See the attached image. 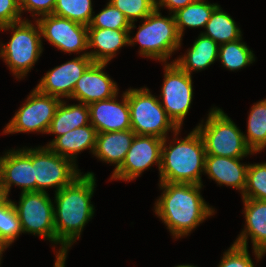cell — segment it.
Here are the masks:
<instances>
[{
    "mask_svg": "<svg viewBox=\"0 0 266 267\" xmlns=\"http://www.w3.org/2000/svg\"><path fill=\"white\" fill-rule=\"evenodd\" d=\"M95 181V174L87 172L54 194L56 245L60 244L54 265L65 266L68 249L81 237L84 226L94 216L91 198L96 188Z\"/></svg>",
    "mask_w": 266,
    "mask_h": 267,
    "instance_id": "6da1fadb",
    "label": "cell"
},
{
    "mask_svg": "<svg viewBox=\"0 0 266 267\" xmlns=\"http://www.w3.org/2000/svg\"><path fill=\"white\" fill-rule=\"evenodd\" d=\"M203 185L159 183L161 196L155 202L154 212L164 222L174 239L188 236L215 209L203 199Z\"/></svg>",
    "mask_w": 266,
    "mask_h": 267,
    "instance_id": "7a4b0ae2",
    "label": "cell"
},
{
    "mask_svg": "<svg viewBox=\"0 0 266 267\" xmlns=\"http://www.w3.org/2000/svg\"><path fill=\"white\" fill-rule=\"evenodd\" d=\"M181 128L173 134V141L162 144L159 183L202 184L201 174L205 170L206 151L203 139L194 128L184 139H178Z\"/></svg>",
    "mask_w": 266,
    "mask_h": 267,
    "instance_id": "3957f363",
    "label": "cell"
},
{
    "mask_svg": "<svg viewBox=\"0 0 266 267\" xmlns=\"http://www.w3.org/2000/svg\"><path fill=\"white\" fill-rule=\"evenodd\" d=\"M34 24L24 18L0 27L13 32L7 44L0 42V57L17 79H24L43 52L40 28L36 20Z\"/></svg>",
    "mask_w": 266,
    "mask_h": 267,
    "instance_id": "277c9868",
    "label": "cell"
},
{
    "mask_svg": "<svg viewBox=\"0 0 266 267\" xmlns=\"http://www.w3.org/2000/svg\"><path fill=\"white\" fill-rule=\"evenodd\" d=\"M134 38L129 36V45L139 42L140 56L167 63L172 54L181 47L182 38L178 33L174 15L162 16L155 9L142 20Z\"/></svg>",
    "mask_w": 266,
    "mask_h": 267,
    "instance_id": "5b68a950",
    "label": "cell"
},
{
    "mask_svg": "<svg viewBox=\"0 0 266 267\" xmlns=\"http://www.w3.org/2000/svg\"><path fill=\"white\" fill-rule=\"evenodd\" d=\"M207 115L206 122L202 120L195 127L203 139L206 155L244 158L255 154L247 146L244 133L222 109L213 107Z\"/></svg>",
    "mask_w": 266,
    "mask_h": 267,
    "instance_id": "8992f818",
    "label": "cell"
},
{
    "mask_svg": "<svg viewBox=\"0 0 266 267\" xmlns=\"http://www.w3.org/2000/svg\"><path fill=\"white\" fill-rule=\"evenodd\" d=\"M131 130L137 135L155 136L165 139L167 133L179 128L167 116L159 98L146 87L127 89Z\"/></svg>",
    "mask_w": 266,
    "mask_h": 267,
    "instance_id": "52a82bcc",
    "label": "cell"
},
{
    "mask_svg": "<svg viewBox=\"0 0 266 267\" xmlns=\"http://www.w3.org/2000/svg\"><path fill=\"white\" fill-rule=\"evenodd\" d=\"M31 162L39 192L52 187L58 192L82 174L71 159L54 153L48 146L31 148Z\"/></svg>",
    "mask_w": 266,
    "mask_h": 267,
    "instance_id": "ba28073f",
    "label": "cell"
},
{
    "mask_svg": "<svg viewBox=\"0 0 266 267\" xmlns=\"http://www.w3.org/2000/svg\"><path fill=\"white\" fill-rule=\"evenodd\" d=\"M52 201L47 192H21L18 205L14 201L13 205L23 233L37 235L56 244Z\"/></svg>",
    "mask_w": 266,
    "mask_h": 267,
    "instance_id": "9c48e42d",
    "label": "cell"
},
{
    "mask_svg": "<svg viewBox=\"0 0 266 267\" xmlns=\"http://www.w3.org/2000/svg\"><path fill=\"white\" fill-rule=\"evenodd\" d=\"M62 100L34 88L24 105L4 128V134L40 132L47 134L51 121Z\"/></svg>",
    "mask_w": 266,
    "mask_h": 267,
    "instance_id": "30bf717a",
    "label": "cell"
},
{
    "mask_svg": "<svg viewBox=\"0 0 266 267\" xmlns=\"http://www.w3.org/2000/svg\"><path fill=\"white\" fill-rule=\"evenodd\" d=\"M192 75L175 62L164 63V80L159 99L167 116L181 128L193 99Z\"/></svg>",
    "mask_w": 266,
    "mask_h": 267,
    "instance_id": "8fae6325",
    "label": "cell"
},
{
    "mask_svg": "<svg viewBox=\"0 0 266 267\" xmlns=\"http://www.w3.org/2000/svg\"><path fill=\"white\" fill-rule=\"evenodd\" d=\"M41 37L64 53L88 55V26L54 14L36 18ZM87 49V52H86Z\"/></svg>",
    "mask_w": 266,
    "mask_h": 267,
    "instance_id": "7c38bea8",
    "label": "cell"
},
{
    "mask_svg": "<svg viewBox=\"0 0 266 267\" xmlns=\"http://www.w3.org/2000/svg\"><path fill=\"white\" fill-rule=\"evenodd\" d=\"M164 139L155 136L135 135L122 165L112 172L111 180L131 181L153 166L161 168Z\"/></svg>",
    "mask_w": 266,
    "mask_h": 267,
    "instance_id": "4fadbf2b",
    "label": "cell"
},
{
    "mask_svg": "<svg viewBox=\"0 0 266 267\" xmlns=\"http://www.w3.org/2000/svg\"><path fill=\"white\" fill-rule=\"evenodd\" d=\"M92 63L89 55L81 54L47 71L35 88L61 100L72 99L75 84Z\"/></svg>",
    "mask_w": 266,
    "mask_h": 267,
    "instance_id": "5bb4252c",
    "label": "cell"
},
{
    "mask_svg": "<svg viewBox=\"0 0 266 267\" xmlns=\"http://www.w3.org/2000/svg\"><path fill=\"white\" fill-rule=\"evenodd\" d=\"M12 185L19 186L21 192L36 191L31 148L7 150L0 157V187L5 191L7 197H9Z\"/></svg>",
    "mask_w": 266,
    "mask_h": 267,
    "instance_id": "9a60e30c",
    "label": "cell"
},
{
    "mask_svg": "<svg viewBox=\"0 0 266 267\" xmlns=\"http://www.w3.org/2000/svg\"><path fill=\"white\" fill-rule=\"evenodd\" d=\"M118 93L108 99L89 104L90 124L97 133L123 131L131 129L130 110L128 106L127 90L118 102Z\"/></svg>",
    "mask_w": 266,
    "mask_h": 267,
    "instance_id": "2e32d148",
    "label": "cell"
},
{
    "mask_svg": "<svg viewBox=\"0 0 266 267\" xmlns=\"http://www.w3.org/2000/svg\"><path fill=\"white\" fill-rule=\"evenodd\" d=\"M107 65L108 63L93 62L75 84L72 99L89 105L119 93L117 83L103 70Z\"/></svg>",
    "mask_w": 266,
    "mask_h": 267,
    "instance_id": "e0dca14e",
    "label": "cell"
},
{
    "mask_svg": "<svg viewBox=\"0 0 266 267\" xmlns=\"http://www.w3.org/2000/svg\"><path fill=\"white\" fill-rule=\"evenodd\" d=\"M244 205L245 226L238 238L233 242L248 247L251 238L253 253L256 260H261L266 253V201L242 198Z\"/></svg>",
    "mask_w": 266,
    "mask_h": 267,
    "instance_id": "ac0fdd59",
    "label": "cell"
},
{
    "mask_svg": "<svg viewBox=\"0 0 266 267\" xmlns=\"http://www.w3.org/2000/svg\"><path fill=\"white\" fill-rule=\"evenodd\" d=\"M243 158L206 155L204 173L218 185L230 186L243 195L246 186L247 164H241Z\"/></svg>",
    "mask_w": 266,
    "mask_h": 267,
    "instance_id": "d6986e66",
    "label": "cell"
},
{
    "mask_svg": "<svg viewBox=\"0 0 266 267\" xmlns=\"http://www.w3.org/2000/svg\"><path fill=\"white\" fill-rule=\"evenodd\" d=\"M129 30L88 28V49L94 48L88 52L92 61L109 63L119 49L129 46Z\"/></svg>",
    "mask_w": 266,
    "mask_h": 267,
    "instance_id": "ffe728a7",
    "label": "cell"
},
{
    "mask_svg": "<svg viewBox=\"0 0 266 267\" xmlns=\"http://www.w3.org/2000/svg\"><path fill=\"white\" fill-rule=\"evenodd\" d=\"M135 135L131 129L97 133L93 155L102 162L114 164V172L122 165Z\"/></svg>",
    "mask_w": 266,
    "mask_h": 267,
    "instance_id": "44dd1931",
    "label": "cell"
},
{
    "mask_svg": "<svg viewBox=\"0 0 266 267\" xmlns=\"http://www.w3.org/2000/svg\"><path fill=\"white\" fill-rule=\"evenodd\" d=\"M97 131L91 125L81 126L54 138L46 144L54 153L71 159L76 164L77 154L89 149L94 153Z\"/></svg>",
    "mask_w": 266,
    "mask_h": 267,
    "instance_id": "7402d4cb",
    "label": "cell"
},
{
    "mask_svg": "<svg viewBox=\"0 0 266 267\" xmlns=\"http://www.w3.org/2000/svg\"><path fill=\"white\" fill-rule=\"evenodd\" d=\"M219 45L202 33L196 38L191 48L183 56L173 60L183 71L189 75L192 71L207 69L218 59Z\"/></svg>",
    "mask_w": 266,
    "mask_h": 267,
    "instance_id": "603a6c76",
    "label": "cell"
},
{
    "mask_svg": "<svg viewBox=\"0 0 266 267\" xmlns=\"http://www.w3.org/2000/svg\"><path fill=\"white\" fill-rule=\"evenodd\" d=\"M63 99L53 117L47 134L59 137L70 130L90 124L89 106L84 103L67 104Z\"/></svg>",
    "mask_w": 266,
    "mask_h": 267,
    "instance_id": "cb8c5ba5",
    "label": "cell"
},
{
    "mask_svg": "<svg viewBox=\"0 0 266 267\" xmlns=\"http://www.w3.org/2000/svg\"><path fill=\"white\" fill-rule=\"evenodd\" d=\"M201 32L214 40L218 45L236 41L242 37V32L233 18L218 5Z\"/></svg>",
    "mask_w": 266,
    "mask_h": 267,
    "instance_id": "d4e9b609",
    "label": "cell"
},
{
    "mask_svg": "<svg viewBox=\"0 0 266 267\" xmlns=\"http://www.w3.org/2000/svg\"><path fill=\"white\" fill-rule=\"evenodd\" d=\"M218 6L217 3H207L205 0H196L184 8L178 9L173 13L177 30L181 38L186 27L189 28H205L206 23L214 9Z\"/></svg>",
    "mask_w": 266,
    "mask_h": 267,
    "instance_id": "484cf974",
    "label": "cell"
},
{
    "mask_svg": "<svg viewBox=\"0 0 266 267\" xmlns=\"http://www.w3.org/2000/svg\"><path fill=\"white\" fill-rule=\"evenodd\" d=\"M245 142L253 153L262 152L266 148V98L254 103L247 121Z\"/></svg>",
    "mask_w": 266,
    "mask_h": 267,
    "instance_id": "4316f807",
    "label": "cell"
},
{
    "mask_svg": "<svg viewBox=\"0 0 266 267\" xmlns=\"http://www.w3.org/2000/svg\"><path fill=\"white\" fill-rule=\"evenodd\" d=\"M218 60L230 71L239 70L255 62V54L242 42V37L236 41L219 45Z\"/></svg>",
    "mask_w": 266,
    "mask_h": 267,
    "instance_id": "83f0119b",
    "label": "cell"
},
{
    "mask_svg": "<svg viewBox=\"0 0 266 267\" xmlns=\"http://www.w3.org/2000/svg\"><path fill=\"white\" fill-rule=\"evenodd\" d=\"M22 233L18 213L8 197L0 205V247L6 251Z\"/></svg>",
    "mask_w": 266,
    "mask_h": 267,
    "instance_id": "f1b7e54d",
    "label": "cell"
},
{
    "mask_svg": "<svg viewBox=\"0 0 266 267\" xmlns=\"http://www.w3.org/2000/svg\"><path fill=\"white\" fill-rule=\"evenodd\" d=\"M92 0H56L53 14L89 26L93 14Z\"/></svg>",
    "mask_w": 266,
    "mask_h": 267,
    "instance_id": "f546056e",
    "label": "cell"
},
{
    "mask_svg": "<svg viewBox=\"0 0 266 267\" xmlns=\"http://www.w3.org/2000/svg\"><path fill=\"white\" fill-rule=\"evenodd\" d=\"M242 198L266 201V162L248 164Z\"/></svg>",
    "mask_w": 266,
    "mask_h": 267,
    "instance_id": "4dcf8cb0",
    "label": "cell"
},
{
    "mask_svg": "<svg viewBox=\"0 0 266 267\" xmlns=\"http://www.w3.org/2000/svg\"><path fill=\"white\" fill-rule=\"evenodd\" d=\"M117 9H119L130 22V30L136 28L137 19L143 20L155 9V0H109Z\"/></svg>",
    "mask_w": 266,
    "mask_h": 267,
    "instance_id": "1f68e13d",
    "label": "cell"
},
{
    "mask_svg": "<svg viewBox=\"0 0 266 267\" xmlns=\"http://www.w3.org/2000/svg\"><path fill=\"white\" fill-rule=\"evenodd\" d=\"M88 28L130 29V22L119 9L108 2L105 8L93 15Z\"/></svg>",
    "mask_w": 266,
    "mask_h": 267,
    "instance_id": "d6a6232c",
    "label": "cell"
},
{
    "mask_svg": "<svg viewBox=\"0 0 266 267\" xmlns=\"http://www.w3.org/2000/svg\"><path fill=\"white\" fill-rule=\"evenodd\" d=\"M223 254L218 267H255L248 247L233 243Z\"/></svg>",
    "mask_w": 266,
    "mask_h": 267,
    "instance_id": "836d02e7",
    "label": "cell"
},
{
    "mask_svg": "<svg viewBox=\"0 0 266 267\" xmlns=\"http://www.w3.org/2000/svg\"><path fill=\"white\" fill-rule=\"evenodd\" d=\"M20 0H0V27L23 20Z\"/></svg>",
    "mask_w": 266,
    "mask_h": 267,
    "instance_id": "e575fe53",
    "label": "cell"
},
{
    "mask_svg": "<svg viewBox=\"0 0 266 267\" xmlns=\"http://www.w3.org/2000/svg\"><path fill=\"white\" fill-rule=\"evenodd\" d=\"M56 0H20V10L28 11L33 18L53 14Z\"/></svg>",
    "mask_w": 266,
    "mask_h": 267,
    "instance_id": "d590c367",
    "label": "cell"
},
{
    "mask_svg": "<svg viewBox=\"0 0 266 267\" xmlns=\"http://www.w3.org/2000/svg\"><path fill=\"white\" fill-rule=\"evenodd\" d=\"M195 1L196 0H155V4L157 10L166 7L170 11L169 14H173L178 9L184 8Z\"/></svg>",
    "mask_w": 266,
    "mask_h": 267,
    "instance_id": "8d00e7d4",
    "label": "cell"
},
{
    "mask_svg": "<svg viewBox=\"0 0 266 267\" xmlns=\"http://www.w3.org/2000/svg\"><path fill=\"white\" fill-rule=\"evenodd\" d=\"M5 191L0 187V205L7 199Z\"/></svg>",
    "mask_w": 266,
    "mask_h": 267,
    "instance_id": "74e56055",
    "label": "cell"
},
{
    "mask_svg": "<svg viewBox=\"0 0 266 267\" xmlns=\"http://www.w3.org/2000/svg\"><path fill=\"white\" fill-rule=\"evenodd\" d=\"M174 267H197V266H194V265H188V264H183V265H177V266H174Z\"/></svg>",
    "mask_w": 266,
    "mask_h": 267,
    "instance_id": "f35d334b",
    "label": "cell"
},
{
    "mask_svg": "<svg viewBox=\"0 0 266 267\" xmlns=\"http://www.w3.org/2000/svg\"><path fill=\"white\" fill-rule=\"evenodd\" d=\"M3 252H5V251L0 247V265L2 263L1 259H2Z\"/></svg>",
    "mask_w": 266,
    "mask_h": 267,
    "instance_id": "ab89813d",
    "label": "cell"
},
{
    "mask_svg": "<svg viewBox=\"0 0 266 267\" xmlns=\"http://www.w3.org/2000/svg\"><path fill=\"white\" fill-rule=\"evenodd\" d=\"M53 267H65L64 265H54Z\"/></svg>",
    "mask_w": 266,
    "mask_h": 267,
    "instance_id": "60d3db41",
    "label": "cell"
}]
</instances>
